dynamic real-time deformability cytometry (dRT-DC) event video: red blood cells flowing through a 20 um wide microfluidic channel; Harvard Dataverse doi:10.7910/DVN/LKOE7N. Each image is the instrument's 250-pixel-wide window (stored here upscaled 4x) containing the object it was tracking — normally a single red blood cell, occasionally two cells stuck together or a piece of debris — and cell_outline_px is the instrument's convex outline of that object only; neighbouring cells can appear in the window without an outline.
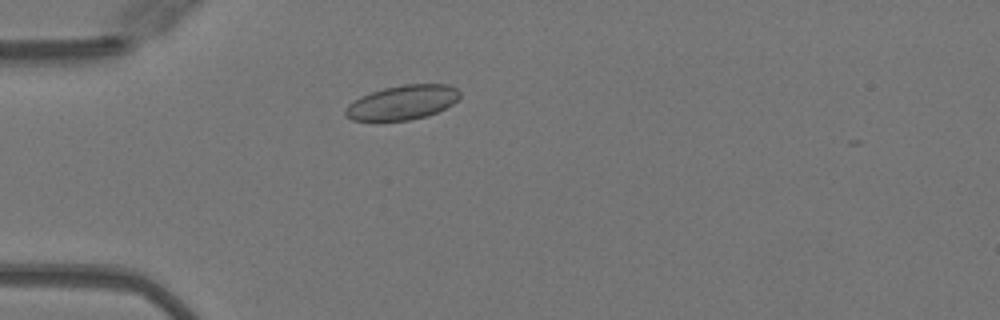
{"species": "Egyptian fruit bat (a non-hibernating species)", "species_latin": "Rousettus aegyptiacus", "temperature_condition": "warm", "stored_images_in_passage": 44, "camera_frame_rate_fps": 3000, "um_per_image_px": 0.085, "animal": {"sex": "female"}, "frame": {"image": 1, "passage_image": 10, "time_ms": 3.0, "image_size_px": [1000, 320], "cell_outline_px": [[460, 96], [452, 104], [436, 112], [424, 116], [408, 120], [352, 120], [344, 116], [344, 112], [348, 104], [360, 96], [384, 88], [404, 84], [448, 84], [456, 88], [460, 92]], "centroid_in_image_um": [34.18, 8.7], "position_along_channel_um": 50.8, "area_um2": 22.72}}
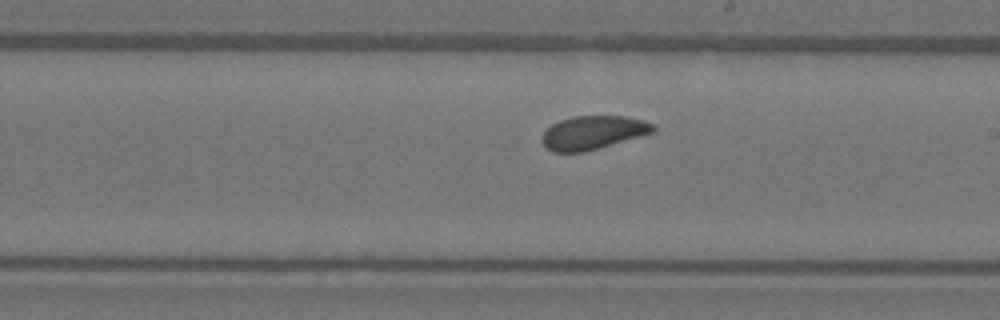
{"frame": {"image": 2, "passage_image": 25, "time_ms": 8.0, "image_size_px": [1000, 320], "cell_outline_px": [[656, 132], [584, 152], [552, 152], [540, 140], [540, 136], [552, 124], [560, 120], [572, 116], [624, 116], [644, 120], [652, 124], [656, 128]], "centroid_in_image_um": [50.4, 11.27], "position_along_channel_um": 238.6, "area_um2": 21.79}}
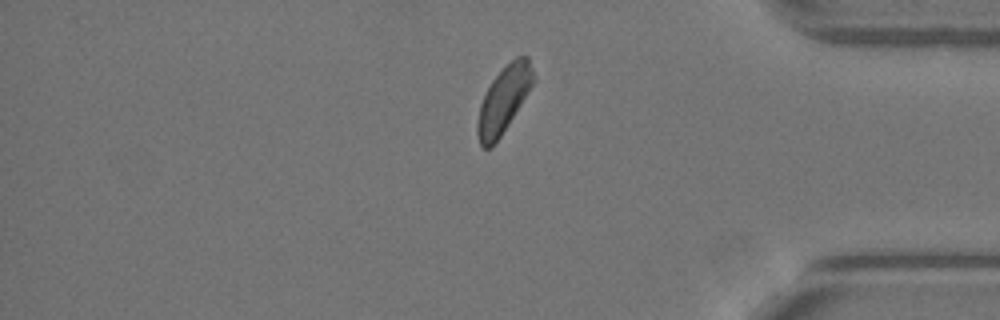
{"frame": {"image": 3, "passage_image": 38, "time_ms": 12.333, "image_size_px": [1000, 320], "cell_outline_px": [[536, 80], [508, 124], [492, 148], [484, 148], [480, 144], [476, 132], [476, 124], [480, 104], [492, 80], [516, 56], [528, 56]], "centroid_in_image_um": [42.81, 8.49], "position_along_channel_um": 392.4, "area_um2": 21.27}}